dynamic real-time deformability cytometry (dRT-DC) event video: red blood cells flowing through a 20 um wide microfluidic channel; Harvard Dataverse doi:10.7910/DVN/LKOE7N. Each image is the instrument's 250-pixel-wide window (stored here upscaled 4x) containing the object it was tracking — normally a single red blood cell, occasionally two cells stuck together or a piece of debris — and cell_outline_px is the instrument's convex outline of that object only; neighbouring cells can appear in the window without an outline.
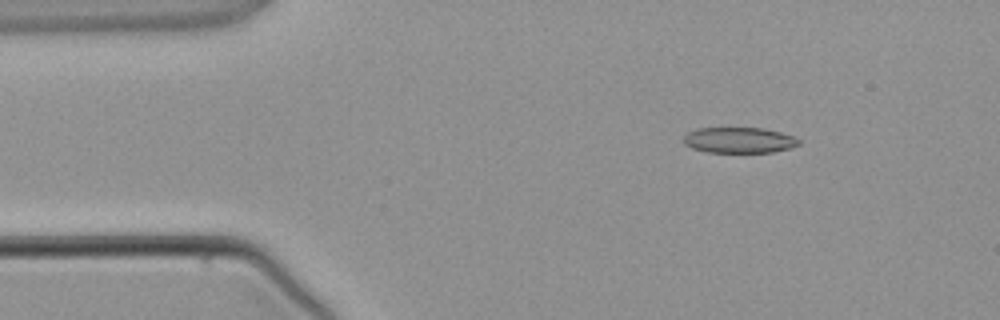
{"species": "common noctule bat (a hibernating species)", "species_latin": "Nyctalus noctula", "temperature_condition": "warm", "stored_images_in_passage": 5, "camera_frame_rate_fps": 3000, "um_per_image_px": 0.085, "animal": {"sex": "male", "body_mass_g": 21.5, "forearm_length_mm": 52.0}, "frame": {"image": 1, "passage_image": 2, "time_ms": 1.333, "image_size_px": [1000, 320], "cell_outline_px": [[800, 144], [788, 148], [772, 152], [708, 152], [692, 148], [684, 144], [684, 136], [688, 132], [696, 128], [764, 128], [780, 132], [792, 136], [800, 140]], "centroid_in_image_um": [62.8, 11.91], "position_along_channel_um": 22.2, "area_um2": 17.17}}